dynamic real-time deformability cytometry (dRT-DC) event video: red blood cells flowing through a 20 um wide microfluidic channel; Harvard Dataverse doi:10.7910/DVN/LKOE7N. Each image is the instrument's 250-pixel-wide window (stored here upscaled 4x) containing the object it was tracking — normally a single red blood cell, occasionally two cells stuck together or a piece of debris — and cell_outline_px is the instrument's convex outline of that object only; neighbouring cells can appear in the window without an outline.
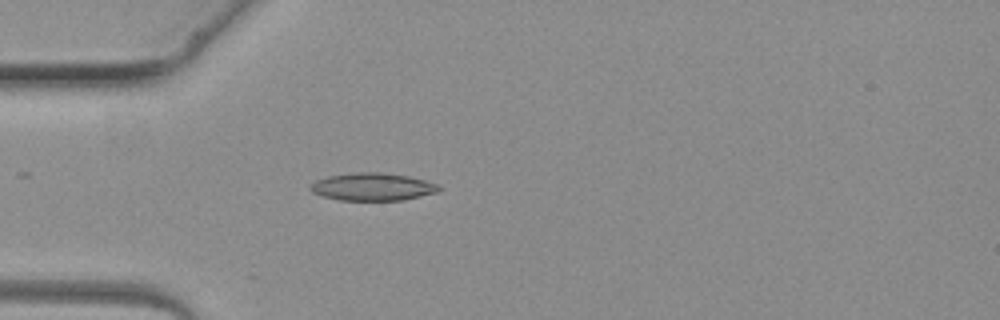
{"species": "common noctule bat (a hibernating species)", "species_latin": "Nyctalus noctula", "temperature_condition": "warm", "stored_images_in_passage": 1, "camera_frame_rate_fps": 3000, "um_per_image_px": 0.085, "animal": {"sex": "female", "body_mass_g": 19.3, "forearm_length_mm": 54.1}, "frame": {"image": 1, "passage_image": 1, "time_ms": 0.0, "image_size_px": [1000, 320], "cell_outline_px": [[440, 192], [404, 200], [340, 200], [324, 196], [312, 192], [308, 188], [308, 184], [316, 180], [328, 176], [360, 172], [380, 172], [408, 176], [424, 180], [436, 184], [440, 188]], "centroid_in_image_um": [31.66, 15.88], "position_along_channel_um": 53.3, "area_um2": 20.69}}